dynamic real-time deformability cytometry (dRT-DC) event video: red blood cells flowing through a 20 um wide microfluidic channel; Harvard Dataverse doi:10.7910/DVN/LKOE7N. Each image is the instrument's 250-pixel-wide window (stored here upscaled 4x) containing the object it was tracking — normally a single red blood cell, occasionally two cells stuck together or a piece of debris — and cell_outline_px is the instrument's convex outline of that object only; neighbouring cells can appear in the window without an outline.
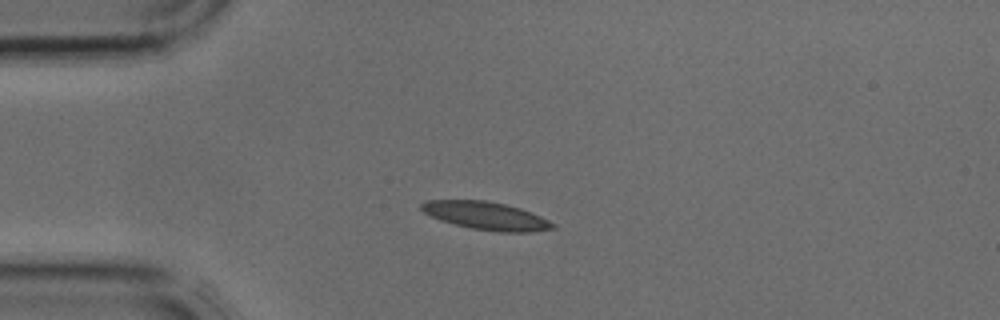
{"species": "common noctule bat (a hibernating species)", "species_latin": "Nyctalus noctula", "temperature_condition": "cold", "stored_images_in_passage": 1, "camera_frame_rate_fps": 3000, "um_per_image_px": 0.085, "animal": {"sex": "male", "body_mass_g": 17.9, "forearm_length_mm": 54.2}, "frame": {"image": 1, "passage_image": 1, "time_ms": 0.0, "image_size_px": [1000, 320], "cell_outline_px": [[556, 228], [528, 232], [500, 232], [472, 228], [440, 220], [424, 212], [420, 208], [420, 204], [428, 200], [484, 200], [504, 204], [520, 208], [540, 216], [556, 224]], "centroid_in_image_um": [41.33, 18.34], "position_along_channel_um": 43.7, "area_um2": 21.15}}